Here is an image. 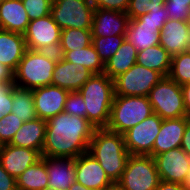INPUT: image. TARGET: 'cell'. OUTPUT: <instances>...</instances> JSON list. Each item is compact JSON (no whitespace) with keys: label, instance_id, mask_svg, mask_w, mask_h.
<instances>
[{"label":"cell","instance_id":"ee69618b","mask_svg":"<svg viewBox=\"0 0 190 190\" xmlns=\"http://www.w3.org/2000/svg\"><path fill=\"white\" fill-rule=\"evenodd\" d=\"M184 99V107L186 110V116L190 117V83L181 86Z\"/></svg>","mask_w":190,"mask_h":190},{"label":"cell","instance_id":"9a60e30c","mask_svg":"<svg viewBox=\"0 0 190 190\" xmlns=\"http://www.w3.org/2000/svg\"><path fill=\"white\" fill-rule=\"evenodd\" d=\"M129 21L126 12L95 8L91 27L92 37L125 35Z\"/></svg>","mask_w":190,"mask_h":190},{"label":"cell","instance_id":"7c38bea8","mask_svg":"<svg viewBox=\"0 0 190 190\" xmlns=\"http://www.w3.org/2000/svg\"><path fill=\"white\" fill-rule=\"evenodd\" d=\"M160 179L165 182L183 184L190 172V157L180 148L154 157Z\"/></svg>","mask_w":190,"mask_h":190},{"label":"cell","instance_id":"484cf974","mask_svg":"<svg viewBox=\"0 0 190 190\" xmlns=\"http://www.w3.org/2000/svg\"><path fill=\"white\" fill-rule=\"evenodd\" d=\"M172 56L159 44L138 51L136 63L167 77L171 69Z\"/></svg>","mask_w":190,"mask_h":190},{"label":"cell","instance_id":"3957f363","mask_svg":"<svg viewBox=\"0 0 190 190\" xmlns=\"http://www.w3.org/2000/svg\"><path fill=\"white\" fill-rule=\"evenodd\" d=\"M85 103V118L94 128H106L115 97L114 80L105 73L94 74L80 89Z\"/></svg>","mask_w":190,"mask_h":190},{"label":"cell","instance_id":"e575fe53","mask_svg":"<svg viewBox=\"0 0 190 190\" xmlns=\"http://www.w3.org/2000/svg\"><path fill=\"white\" fill-rule=\"evenodd\" d=\"M169 19L190 22V0H166Z\"/></svg>","mask_w":190,"mask_h":190},{"label":"cell","instance_id":"4dcf8cb0","mask_svg":"<svg viewBox=\"0 0 190 190\" xmlns=\"http://www.w3.org/2000/svg\"><path fill=\"white\" fill-rule=\"evenodd\" d=\"M168 76L180 86L190 83V50L172 56Z\"/></svg>","mask_w":190,"mask_h":190},{"label":"cell","instance_id":"74e56055","mask_svg":"<svg viewBox=\"0 0 190 190\" xmlns=\"http://www.w3.org/2000/svg\"><path fill=\"white\" fill-rule=\"evenodd\" d=\"M85 103L83 97L76 92H69L64 106V112L85 118Z\"/></svg>","mask_w":190,"mask_h":190},{"label":"cell","instance_id":"60d3db41","mask_svg":"<svg viewBox=\"0 0 190 190\" xmlns=\"http://www.w3.org/2000/svg\"><path fill=\"white\" fill-rule=\"evenodd\" d=\"M0 190H17L16 178L11 176L0 162Z\"/></svg>","mask_w":190,"mask_h":190},{"label":"cell","instance_id":"f1b7e54d","mask_svg":"<svg viewBox=\"0 0 190 190\" xmlns=\"http://www.w3.org/2000/svg\"><path fill=\"white\" fill-rule=\"evenodd\" d=\"M11 113L23 122L37 118L32 90L13 86V103Z\"/></svg>","mask_w":190,"mask_h":190},{"label":"cell","instance_id":"8992f818","mask_svg":"<svg viewBox=\"0 0 190 190\" xmlns=\"http://www.w3.org/2000/svg\"><path fill=\"white\" fill-rule=\"evenodd\" d=\"M161 179L151 155H129L125 170L115 185L120 190H155Z\"/></svg>","mask_w":190,"mask_h":190},{"label":"cell","instance_id":"7dc6e473","mask_svg":"<svg viewBox=\"0 0 190 190\" xmlns=\"http://www.w3.org/2000/svg\"><path fill=\"white\" fill-rule=\"evenodd\" d=\"M185 190H190V172L187 175L185 182L183 183Z\"/></svg>","mask_w":190,"mask_h":190},{"label":"cell","instance_id":"f6af8a7d","mask_svg":"<svg viewBox=\"0 0 190 190\" xmlns=\"http://www.w3.org/2000/svg\"><path fill=\"white\" fill-rule=\"evenodd\" d=\"M155 190H185L183 184L160 181Z\"/></svg>","mask_w":190,"mask_h":190},{"label":"cell","instance_id":"4fadbf2b","mask_svg":"<svg viewBox=\"0 0 190 190\" xmlns=\"http://www.w3.org/2000/svg\"><path fill=\"white\" fill-rule=\"evenodd\" d=\"M76 181L93 190H107L115 186L99 162L89 153L75 158Z\"/></svg>","mask_w":190,"mask_h":190},{"label":"cell","instance_id":"2e32d148","mask_svg":"<svg viewBox=\"0 0 190 190\" xmlns=\"http://www.w3.org/2000/svg\"><path fill=\"white\" fill-rule=\"evenodd\" d=\"M42 158L38 150L4 144L0 146L2 167L14 178Z\"/></svg>","mask_w":190,"mask_h":190},{"label":"cell","instance_id":"b9f144b4","mask_svg":"<svg viewBox=\"0 0 190 190\" xmlns=\"http://www.w3.org/2000/svg\"><path fill=\"white\" fill-rule=\"evenodd\" d=\"M181 148L190 157V117L187 116V124L182 137Z\"/></svg>","mask_w":190,"mask_h":190},{"label":"cell","instance_id":"9c48e42d","mask_svg":"<svg viewBox=\"0 0 190 190\" xmlns=\"http://www.w3.org/2000/svg\"><path fill=\"white\" fill-rule=\"evenodd\" d=\"M163 77L161 73L135 63L114 79L115 96H148Z\"/></svg>","mask_w":190,"mask_h":190},{"label":"cell","instance_id":"30bf717a","mask_svg":"<svg viewBox=\"0 0 190 190\" xmlns=\"http://www.w3.org/2000/svg\"><path fill=\"white\" fill-rule=\"evenodd\" d=\"M24 39L27 49L57 52L60 45L61 29L51 14L29 22Z\"/></svg>","mask_w":190,"mask_h":190},{"label":"cell","instance_id":"603a6c76","mask_svg":"<svg viewBox=\"0 0 190 190\" xmlns=\"http://www.w3.org/2000/svg\"><path fill=\"white\" fill-rule=\"evenodd\" d=\"M46 133V120L36 118L23 122L22 127L14 134L10 145L38 150L42 153Z\"/></svg>","mask_w":190,"mask_h":190},{"label":"cell","instance_id":"ffe728a7","mask_svg":"<svg viewBox=\"0 0 190 190\" xmlns=\"http://www.w3.org/2000/svg\"><path fill=\"white\" fill-rule=\"evenodd\" d=\"M187 117L163 119L153 145V157L173 148H180Z\"/></svg>","mask_w":190,"mask_h":190},{"label":"cell","instance_id":"ab89813d","mask_svg":"<svg viewBox=\"0 0 190 190\" xmlns=\"http://www.w3.org/2000/svg\"><path fill=\"white\" fill-rule=\"evenodd\" d=\"M95 8L126 12L130 0H90Z\"/></svg>","mask_w":190,"mask_h":190},{"label":"cell","instance_id":"44dd1931","mask_svg":"<svg viewBox=\"0 0 190 190\" xmlns=\"http://www.w3.org/2000/svg\"><path fill=\"white\" fill-rule=\"evenodd\" d=\"M29 22L22 1L5 0L0 3V29L24 34Z\"/></svg>","mask_w":190,"mask_h":190},{"label":"cell","instance_id":"4316f807","mask_svg":"<svg viewBox=\"0 0 190 190\" xmlns=\"http://www.w3.org/2000/svg\"><path fill=\"white\" fill-rule=\"evenodd\" d=\"M64 60L84 66L93 74H101L104 71V64L99 58L93 44L76 51H57Z\"/></svg>","mask_w":190,"mask_h":190},{"label":"cell","instance_id":"ba28073f","mask_svg":"<svg viewBox=\"0 0 190 190\" xmlns=\"http://www.w3.org/2000/svg\"><path fill=\"white\" fill-rule=\"evenodd\" d=\"M94 10L90 0H53L50 14L61 30L91 29Z\"/></svg>","mask_w":190,"mask_h":190},{"label":"cell","instance_id":"bcb514c9","mask_svg":"<svg viewBox=\"0 0 190 190\" xmlns=\"http://www.w3.org/2000/svg\"><path fill=\"white\" fill-rule=\"evenodd\" d=\"M68 190H93V189L87 188L76 181L69 187Z\"/></svg>","mask_w":190,"mask_h":190},{"label":"cell","instance_id":"7402d4cb","mask_svg":"<svg viewBox=\"0 0 190 190\" xmlns=\"http://www.w3.org/2000/svg\"><path fill=\"white\" fill-rule=\"evenodd\" d=\"M26 49L23 34L0 29V64L15 71Z\"/></svg>","mask_w":190,"mask_h":190},{"label":"cell","instance_id":"83f0119b","mask_svg":"<svg viewBox=\"0 0 190 190\" xmlns=\"http://www.w3.org/2000/svg\"><path fill=\"white\" fill-rule=\"evenodd\" d=\"M17 190H42L48 186L46 162L43 158L29 166L16 178Z\"/></svg>","mask_w":190,"mask_h":190},{"label":"cell","instance_id":"836d02e7","mask_svg":"<svg viewBox=\"0 0 190 190\" xmlns=\"http://www.w3.org/2000/svg\"><path fill=\"white\" fill-rule=\"evenodd\" d=\"M166 0H130L127 15L130 19H136L150 10L160 9Z\"/></svg>","mask_w":190,"mask_h":190},{"label":"cell","instance_id":"cb8c5ba5","mask_svg":"<svg viewBox=\"0 0 190 190\" xmlns=\"http://www.w3.org/2000/svg\"><path fill=\"white\" fill-rule=\"evenodd\" d=\"M160 31L158 25L144 24V22H129L125 39H127L137 51H143L151 46L159 45Z\"/></svg>","mask_w":190,"mask_h":190},{"label":"cell","instance_id":"d6a6232c","mask_svg":"<svg viewBox=\"0 0 190 190\" xmlns=\"http://www.w3.org/2000/svg\"><path fill=\"white\" fill-rule=\"evenodd\" d=\"M23 121L9 113L0 119V146L9 144L14 134L22 127Z\"/></svg>","mask_w":190,"mask_h":190},{"label":"cell","instance_id":"ac0fdd59","mask_svg":"<svg viewBox=\"0 0 190 190\" xmlns=\"http://www.w3.org/2000/svg\"><path fill=\"white\" fill-rule=\"evenodd\" d=\"M171 56L190 50V22L168 19L159 43Z\"/></svg>","mask_w":190,"mask_h":190},{"label":"cell","instance_id":"d6986e66","mask_svg":"<svg viewBox=\"0 0 190 190\" xmlns=\"http://www.w3.org/2000/svg\"><path fill=\"white\" fill-rule=\"evenodd\" d=\"M46 162L48 186L68 190L76 182L75 158L42 157Z\"/></svg>","mask_w":190,"mask_h":190},{"label":"cell","instance_id":"52a82bcc","mask_svg":"<svg viewBox=\"0 0 190 190\" xmlns=\"http://www.w3.org/2000/svg\"><path fill=\"white\" fill-rule=\"evenodd\" d=\"M153 112L161 119L187 117L182 88L169 76L163 77L149 92Z\"/></svg>","mask_w":190,"mask_h":190},{"label":"cell","instance_id":"f35d334b","mask_svg":"<svg viewBox=\"0 0 190 190\" xmlns=\"http://www.w3.org/2000/svg\"><path fill=\"white\" fill-rule=\"evenodd\" d=\"M13 83H0V119L11 113L13 103Z\"/></svg>","mask_w":190,"mask_h":190},{"label":"cell","instance_id":"8fae6325","mask_svg":"<svg viewBox=\"0 0 190 190\" xmlns=\"http://www.w3.org/2000/svg\"><path fill=\"white\" fill-rule=\"evenodd\" d=\"M163 119L152 114L141 123L123 133L125 147L130 155H151Z\"/></svg>","mask_w":190,"mask_h":190},{"label":"cell","instance_id":"d4e9b609","mask_svg":"<svg viewBox=\"0 0 190 190\" xmlns=\"http://www.w3.org/2000/svg\"><path fill=\"white\" fill-rule=\"evenodd\" d=\"M137 54V49L125 39L114 56L104 65L103 73L114 80L119 75L127 72L136 63Z\"/></svg>","mask_w":190,"mask_h":190},{"label":"cell","instance_id":"681fc988","mask_svg":"<svg viewBox=\"0 0 190 190\" xmlns=\"http://www.w3.org/2000/svg\"><path fill=\"white\" fill-rule=\"evenodd\" d=\"M107 190H120L116 185Z\"/></svg>","mask_w":190,"mask_h":190},{"label":"cell","instance_id":"1f68e13d","mask_svg":"<svg viewBox=\"0 0 190 190\" xmlns=\"http://www.w3.org/2000/svg\"><path fill=\"white\" fill-rule=\"evenodd\" d=\"M124 40L125 35L92 37V44L94 45L99 58L105 65L106 62L118 51Z\"/></svg>","mask_w":190,"mask_h":190},{"label":"cell","instance_id":"f546056e","mask_svg":"<svg viewBox=\"0 0 190 190\" xmlns=\"http://www.w3.org/2000/svg\"><path fill=\"white\" fill-rule=\"evenodd\" d=\"M92 44L91 29H63L61 30L58 51H76Z\"/></svg>","mask_w":190,"mask_h":190},{"label":"cell","instance_id":"e0dca14e","mask_svg":"<svg viewBox=\"0 0 190 190\" xmlns=\"http://www.w3.org/2000/svg\"><path fill=\"white\" fill-rule=\"evenodd\" d=\"M93 75L94 74L84 66L75 65L59 56L53 71L52 85L70 92H76L79 91Z\"/></svg>","mask_w":190,"mask_h":190},{"label":"cell","instance_id":"7bdbcfd3","mask_svg":"<svg viewBox=\"0 0 190 190\" xmlns=\"http://www.w3.org/2000/svg\"><path fill=\"white\" fill-rule=\"evenodd\" d=\"M14 71L8 66L0 64V83H13Z\"/></svg>","mask_w":190,"mask_h":190},{"label":"cell","instance_id":"277c9868","mask_svg":"<svg viewBox=\"0 0 190 190\" xmlns=\"http://www.w3.org/2000/svg\"><path fill=\"white\" fill-rule=\"evenodd\" d=\"M58 57L57 52L26 49L14 71L13 84L30 90L51 85Z\"/></svg>","mask_w":190,"mask_h":190},{"label":"cell","instance_id":"d590c367","mask_svg":"<svg viewBox=\"0 0 190 190\" xmlns=\"http://www.w3.org/2000/svg\"><path fill=\"white\" fill-rule=\"evenodd\" d=\"M52 2L53 0H24L23 5L32 21L49 15Z\"/></svg>","mask_w":190,"mask_h":190},{"label":"cell","instance_id":"5b68a950","mask_svg":"<svg viewBox=\"0 0 190 190\" xmlns=\"http://www.w3.org/2000/svg\"><path fill=\"white\" fill-rule=\"evenodd\" d=\"M152 114L148 96H115L106 128L123 134Z\"/></svg>","mask_w":190,"mask_h":190},{"label":"cell","instance_id":"c3c4849f","mask_svg":"<svg viewBox=\"0 0 190 190\" xmlns=\"http://www.w3.org/2000/svg\"><path fill=\"white\" fill-rule=\"evenodd\" d=\"M42 190H61V189H55L50 186H47V187L43 188Z\"/></svg>","mask_w":190,"mask_h":190},{"label":"cell","instance_id":"6da1fadb","mask_svg":"<svg viewBox=\"0 0 190 190\" xmlns=\"http://www.w3.org/2000/svg\"><path fill=\"white\" fill-rule=\"evenodd\" d=\"M95 128L86 119L61 112L46 121L42 157L77 158L88 152Z\"/></svg>","mask_w":190,"mask_h":190},{"label":"cell","instance_id":"5bb4252c","mask_svg":"<svg viewBox=\"0 0 190 190\" xmlns=\"http://www.w3.org/2000/svg\"><path fill=\"white\" fill-rule=\"evenodd\" d=\"M69 92L52 84L33 89L37 118L47 121L63 112Z\"/></svg>","mask_w":190,"mask_h":190},{"label":"cell","instance_id":"7a4b0ae2","mask_svg":"<svg viewBox=\"0 0 190 190\" xmlns=\"http://www.w3.org/2000/svg\"><path fill=\"white\" fill-rule=\"evenodd\" d=\"M88 152L99 162L114 183L123 174L130 155L125 147L123 134L107 128H95Z\"/></svg>","mask_w":190,"mask_h":190},{"label":"cell","instance_id":"8d00e7d4","mask_svg":"<svg viewBox=\"0 0 190 190\" xmlns=\"http://www.w3.org/2000/svg\"><path fill=\"white\" fill-rule=\"evenodd\" d=\"M168 19V12L165 6H163L160 9L150 10V12H146L136 19H130L129 22H144V24L158 25V28L161 30Z\"/></svg>","mask_w":190,"mask_h":190}]
</instances>
